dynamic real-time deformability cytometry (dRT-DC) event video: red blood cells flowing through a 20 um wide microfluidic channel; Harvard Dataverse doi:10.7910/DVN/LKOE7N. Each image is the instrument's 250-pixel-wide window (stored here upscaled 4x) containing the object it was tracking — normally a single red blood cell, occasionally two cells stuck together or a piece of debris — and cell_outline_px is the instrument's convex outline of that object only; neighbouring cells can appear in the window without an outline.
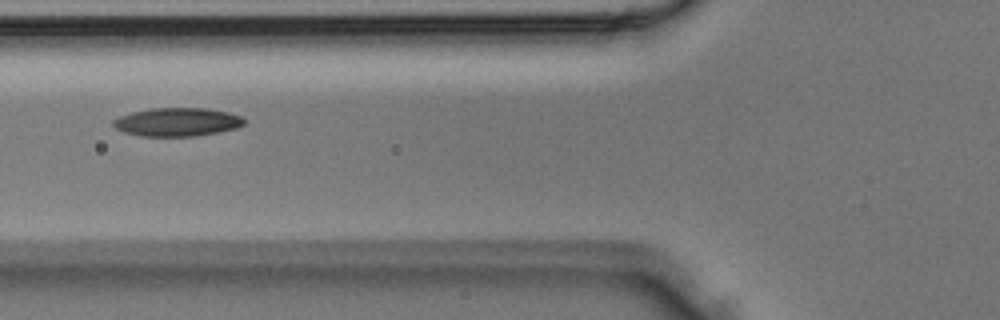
{"species": "Egyptian fruit bat (a non-hibernating species)", "species_latin": "Rousettus aegyptiacus", "temperature_condition": "room temperature", "stored_images_in_passage": 2, "camera_frame_rate_fps": 3000, "um_per_image_px": 0.085, "animal": {"sex": "male"}, "frame": {"image": 1, "passage_image": 2, "time_ms": 0.333, "image_size_px": [1000, 320], "cell_outline_px": [[244, 124], [236, 128], [196, 136], [140, 136], [124, 132], [116, 128], [112, 124], [112, 120], [120, 116], [132, 112], [152, 108], [208, 108], [228, 112], [240, 116], [244, 120]], "centroid_in_image_um": [15.04, 10.37], "position_along_channel_um": 110.8, "area_um2": 21.62}}